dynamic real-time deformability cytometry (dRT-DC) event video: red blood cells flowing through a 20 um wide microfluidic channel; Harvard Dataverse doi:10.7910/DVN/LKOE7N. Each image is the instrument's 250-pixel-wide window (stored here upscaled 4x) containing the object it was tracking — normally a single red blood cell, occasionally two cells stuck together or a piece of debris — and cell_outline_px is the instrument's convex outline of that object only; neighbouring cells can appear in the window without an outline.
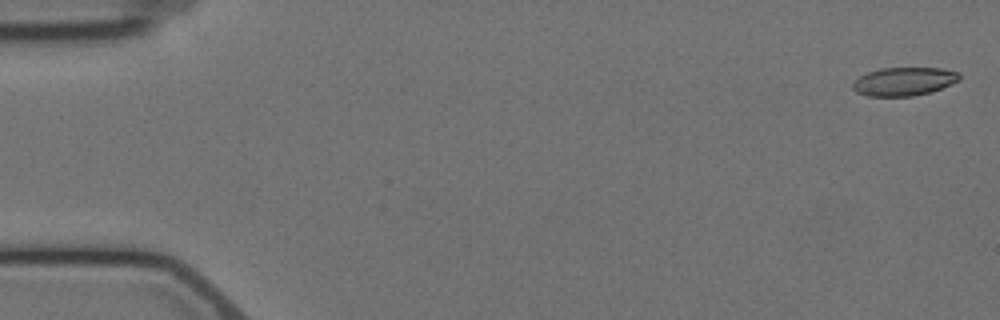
{"species": "Egyptian fruit bat (a non-hibernating species)", "species_latin": "Rousettus aegyptiacus", "temperature_condition": "cold", "stored_images_in_passage": 3, "camera_frame_rate_fps": 3000, "um_per_image_px": 0.085, "animal": {"sex": "female"}, "frame": {"image": 1, "passage_image": 1, "time_ms": 0.0, "image_size_px": [1000, 320], "cell_outline_px": [[960, 80], [932, 92], [912, 96], [868, 96], [856, 92], [852, 88], [852, 84], [860, 76], [868, 72], [880, 68], [944, 68], [960, 72]], "centroid_in_image_um": [76.86, 6.92], "position_along_channel_um": 8.1, "area_um2": 17.74}}